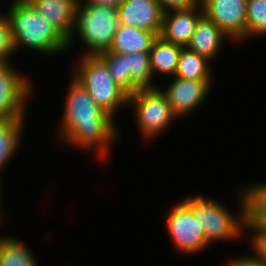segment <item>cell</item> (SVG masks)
<instances>
[{"instance_id":"1","label":"cell","mask_w":266,"mask_h":266,"mask_svg":"<svg viewBox=\"0 0 266 266\" xmlns=\"http://www.w3.org/2000/svg\"><path fill=\"white\" fill-rule=\"evenodd\" d=\"M68 77L70 81L66 85L64 101L61 102L63 109L57 123L55 141L84 154L91 152L90 157L94 155L92 158L98 164L105 165L110 162L113 145L119 143V124L91 98L80 83L71 75Z\"/></svg>"},{"instance_id":"2","label":"cell","mask_w":266,"mask_h":266,"mask_svg":"<svg viewBox=\"0 0 266 266\" xmlns=\"http://www.w3.org/2000/svg\"><path fill=\"white\" fill-rule=\"evenodd\" d=\"M7 3L4 15L10 24L15 54L20 49H29L50 58L69 52L68 39L27 0H9Z\"/></svg>"},{"instance_id":"3","label":"cell","mask_w":266,"mask_h":266,"mask_svg":"<svg viewBox=\"0 0 266 266\" xmlns=\"http://www.w3.org/2000/svg\"><path fill=\"white\" fill-rule=\"evenodd\" d=\"M237 190L234 199L236 202L233 205L237 206L235 212H232L227 205L225 206V203L222 204L223 202L201 193L183 197V200L193 209L202 226L205 240L210 246L220 242L236 243L238 246V242L247 239L246 198L242 187Z\"/></svg>"},{"instance_id":"4","label":"cell","mask_w":266,"mask_h":266,"mask_svg":"<svg viewBox=\"0 0 266 266\" xmlns=\"http://www.w3.org/2000/svg\"><path fill=\"white\" fill-rule=\"evenodd\" d=\"M118 9L106 6L77 5L75 26L68 39V51L81 41L79 55H99L110 51L119 27Z\"/></svg>"},{"instance_id":"5","label":"cell","mask_w":266,"mask_h":266,"mask_svg":"<svg viewBox=\"0 0 266 266\" xmlns=\"http://www.w3.org/2000/svg\"><path fill=\"white\" fill-rule=\"evenodd\" d=\"M69 72L91 98L116 119L118 112L128 108L129 94L116 84L107 65L98 55H79ZM123 109V110H122Z\"/></svg>"},{"instance_id":"6","label":"cell","mask_w":266,"mask_h":266,"mask_svg":"<svg viewBox=\"0 0 266 266\" xmlns=\"http://www.w3.org/2000/svg\"><path fill=\"white\" fill-rule=\"evenodd\" d=\"M128 108L133 113L136 130L143 143H154L163 136L175 121H180L173 113L165 93L160 87L140 88L129 95ZM133 115V116H132Z\"/></svg>"},{"instance_id":"7","label":"cell","mask_w":266,"mask_h":266,"mask_svg":"<svg viewBox=\"0 0 266 266\" xmlns=\"http://www.w3.org/2000/svg\"><path fill=\"white\" fill-rule=\"evenodd\" d=\"M169 207L164 219L165 229L177 253L195 256L211 247L193 209L183 199Z\"/></svg>"},{"instance_id":"8","label":"cell","mask_w":266,"mask_h":266,"mask_svg":"<svg viewBox=\"0 0 266 266\" xmlns=\"http://www.w3.org/2000/svg\"><path fill=\"white\" fill-rule=\"evenodd\" d=\"M13 62L0 63V120L27 117L28 101L35 89Z\"/></svg>"},{"instance_id":"9","label":"cell","mask_w":266,"mask_h":266,"mask_svg":"<svg viewBox=\"0 0 266 266\" xmlns=\"http://www.w3.org/2000/svg\"><path fill=\"white\" fill-rule=\"evenodd\" d=\"M167 80V85L159 87L165 93L173 113L179 120L187 119L186 117L196 113L206 104L215 83V80H189L177 77Z\"/></svg>"},{"instance_id":"10","label":"cell","mask_w":266,"mask_h":266,"mask_svg":"<svg viewBox=\"0 0 266 266\" xmlns=\"http://www.w3.org/2000/svg\"><path fill=\"white\" fill-rule=\"evenodd\" d=\"M204 14L236 45L246 43L247 0H200Z\"/></svg>"},{"instance_id":"11","label":"cell","mask_w":266,"mask_h":266,"mask_svg":"<svg viewBox=\"0 0 266 266\" xmlns=\"http://www.w3.org/2000/svg\"><path fill=\"white\" fill-rule=\"evenodd\" d=\"M163 14L157 0H124L118 7L119 24L160 35Z\"/></svg>"},{"instance_id":"12","label":"cell","mask_w":266,"mask_h":266,"mask_svg":"<svg viewBox=\"0 0 266 266\" xmlns=\"http://www.w3.org/2000/svg\"><path fill=\"white\" fill-rule=\"evenodd\" d=\"M203 14L201 3L189 10L164 13L159 36L166 42L185 48L188 46L196 24Z\"/></svg>"},{"instance_id":"13","label":"cell","mask_w":266,"mask_h":266,"mask_svg":"<svg viewBox=\"0 0 266 266\" xmlns=\"http://www.w3.org/2000/svg\"><path fill=\"white\" fill-rule=\"evenodd\" d=\"M226 41L232 42L213 21L203 14L196 24L187 48L215 63L217 58L222 56L221 52L226 46Z\"/></svg>"},{"instance_id":"14","label":"cell","mask_w":266,"mask_h":266,"mask_svg":"<svg viewBox=\"0 0 266 266\" xmlns=\"http://www.w3.org/2000/svg\"><path fill=\"white\" fill-rule=\"evenodd\" d=\"M32 7L55 26L67 39L73 33L79 0H27Z\"/></svg>"},{"instance_id":"15","label":"cell","mask_w":266,"mask_h":266,"mask_svg":"<svg viewBox=\"0 0 266 266\" xmlns=\"http://www.w3.org/2000/svg\"><path fill=\"white\" fill-rule=\"evenodd\" d=\"M26 118L0 120V181L3 182V173L7 166L20 153L24 138ZM3 177V178H2Z\"/></svg>"},{"instance_id":"16","label":"cell","mask_w":266,"mask_h":266,"mask_svg":"<svg viewBox=\"0 0 266 266\" xmlns=\"http://www.w3.org/2000/svg\"><path fill=\"white\" fill-rule=\"evenodd\" d=\"M181 46L166 42L158 36L149 51L151 71L156 80L171 78L176 74Z\"/></svg>"},{"instance_id":"17","label":"cell","mask_w":266,"mask_h":266,"mask_svg":"<svg viewBox=\"0 0 266 266\" xmlns=\"http://www.w3.org/2000/svg\"><path fill=\"white\" fill-rule=\"evenodd\" d=\"M157 37L158 35L155 32L120 24L114 35L110 51L122 55L134 52H149Z\"/></svg>"},{"instance_id":"18","label":"cell","mask_w":266,"mask_h":266,"mask_svg":"<svg viewBox=\"0 0 266 266\" xmlns=\"http://www.w3.org/2000/svg\"><path fill=\"white\" fill-rule=\"evenodd\" d=\"M8 233L0 235V266H40L30 245Z\"/></svg>"},{"instance_id":"19","label":"cell","mask_w":266,"mask_h":266,"mask_svg":"<svg viewBox=\"0 0 266 266\" xmlns=\"http://www.w3.org/2000/svg\"><path fill=\"white\" fill-rule=\"evenodd\" d=\"M213 63L206 57L182 48L174 77L189 80H214Z\"/></svg>"},{"instance_id":"20","label":"cell","mask_w":266,"mask_h":266,"mask_svg":"<svg viewBox=\"0 0 266 266\" xmlns=\"http://www.w3.org/2000/svg\"><path fill=\"white\" fill-rule=\"evenodd\" d=\"M241 187L246 198V227H266V181Z\"/></svg>"},{"instance_id":"21","label":"cell","mask_w":266,"mask_h":266,"mask_svg":"<svg viewBox=\"0 0 266 266\" xmlns=\"http://www.w3.org/2000/svg\"><path fill=\"white\" fill-rule=\"evenodd\" d=\"M107 65L113 80L129 95L135 93L140 88L132 81L130 71H128L127 54L106 51L98 55Z\"/></svg>"},{"instance_id":"22","label":"cell","mask_w":266,"mask_h":266,"mask_svg":"<svg viewBox=\"0 0 266 266\" xmlns=\"http://www.w3.org/2000/svg\"><path fill=\"white\" fill-rule=\"evenodd\" d=\"M127 65L132 81L139 88H154L159 86L157 80H154L151 71L149 52L127 54Z\"/></svg>"},{"instance_id":"23","label":"cell","mask_w":266,"mask_h":266,"mask_svg":"<svg viewBox=\"0 0 266 266\" xmlns=\"http://www.w3.org/2000/svg\"><path fill=\"white\" fill-rule=\"evenodd\" d=\"M266 37V0H247L246 42Z\"/></svg>"},{"instance_id":"24","label":"cell","mask_w":266,"mask_h":266,"mask_svg":"<svg viewBox=\"0 0 266 266\" xmlns=\"http://www.w3.org/2000/svg\"><path fill=\"white\" fill-rule=\"evenodd\" d=\"M246 236L251 254L266 263V227H246Z\"/></svg>"},{"instance_id":"25","label":"cell","mask_w":266,"mask_h":266,"mask_svg":"<svg viewBox=\"0 0 266 266\" xmlns=\"http://www.w3.org/2000/svg\"><path fill=\"white\" fill-rule=\"evenodd\" d=\"M14 54L10 24L7 17L3 15L0 17V63L12 62Z\"/></svg>"},{"instance_id":"26","label":"cell","mask_w":266,"mask_h":266,"mask_svg":"<svg viewBox=\"0 0 266 266\" xmlns=\"http://www.w3.org/2000/svg\"><path fill=\"white\" fill-rule=\"evenodd\" d=\"M164 13L189 10L200 4V0H157Z\"/></svg>"},{"instance_id":"27","label":"cell","mask_w":266,"mask_h":266,"mask_svg":"<svg viewBox=\"0 0 266 266\" xmlns=\"http://www.w3.org/2000/svg\"><path fill=\"white\" fill-rule=\"evenodd\" d=\"M226 266H266L265 262H262L258 260L255 256H253L251 253L247 255V253L244 252V255L239 254L238 256H234V258L228 261Z\"/></svg>"},{"instance_id":"28","label":"cell","mask_w":266,"mask_h":266,"mask_svg":"<svg viewBox=\"0 0 266 266\" xmlns=\"http://www.w3.org/2000/svg\"><path fill=\"white\" fill-rule=\"evenodd\" d=\"M82 4L106 6L117 8L123 3L124 0H79Z\"/></svg>"},{"instance_id":"29","label":"cell","mask_w":266,"mask_h":266,"mask_svg":"<svg viewBox=\"0 0 266 266\" xmlns=\"http://www.w3.org/2000/svg\"><path fill=\"white\" fill-rule=\"evenodd\" d=\"M3 186H5L3 183H2V181H0V228H2L1 226H3V216H6L3 212H4V210L2 209V208H4L3 206H2V199L4 198L3 196V190L2 189H4L3 188Z\"/></svg>"},{"instance_id":"30","label":"cell","mask_w":266,"mask_h":266,"mask_svg":"<svg viewBox=\"0 0 266 266\" xmlns=\"http://www.w3.org/2000/svg\"><path fill=\"white\" fill-rule=\"evenodd\" d=\"M1 2L3 3V0L2 1L0 0V3ZM1 9L2 8L0 7V17H2L5 14V11H4L5 9H2V10Z\"/></svg>"}]
</instances>
